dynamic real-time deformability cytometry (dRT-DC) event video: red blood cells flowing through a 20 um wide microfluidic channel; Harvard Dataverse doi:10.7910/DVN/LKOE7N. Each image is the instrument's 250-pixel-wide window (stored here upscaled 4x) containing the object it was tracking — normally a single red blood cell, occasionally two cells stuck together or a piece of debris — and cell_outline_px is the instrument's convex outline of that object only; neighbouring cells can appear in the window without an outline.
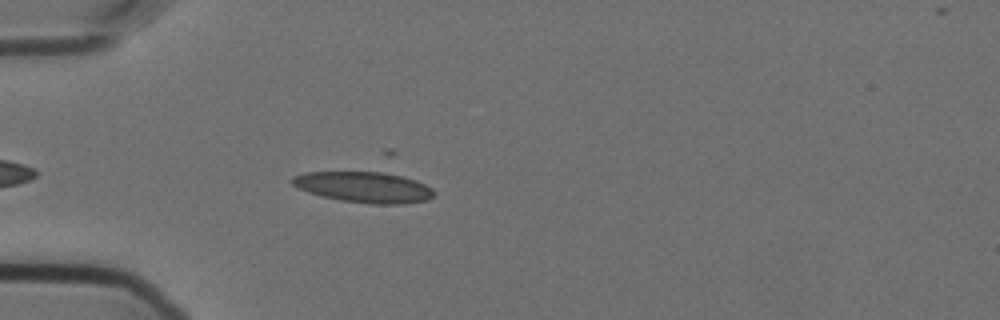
{"species": "Egyptian fruit bat (a non-hibernating species)", "species_latin": "Rousettus aegyptiacus", "temperature_condition": "cold", "stored_images_in_passage": 10, "camera_frame_rate_fps": 3000, "um_per_image_px": 0.085, "animal": {"sex": "female"}, "frame": {"image": 1, "passage_image": 6, "time_ms": 1.667, "image_size_px": [1000, 320], "cell_outline_px": [[436, 192], [428, 200], [404, 204], [376, 204], [340, 200], [320, 196], [308, 192], [292, 184], [288, 180], [292, 176], [304, 172], [380, 168], [416, 180], [432, 188]], "centroid_in_image_um": [30.92, 15.83], "position_along_channel_um": 54.1, "area_um2": 26.99}}